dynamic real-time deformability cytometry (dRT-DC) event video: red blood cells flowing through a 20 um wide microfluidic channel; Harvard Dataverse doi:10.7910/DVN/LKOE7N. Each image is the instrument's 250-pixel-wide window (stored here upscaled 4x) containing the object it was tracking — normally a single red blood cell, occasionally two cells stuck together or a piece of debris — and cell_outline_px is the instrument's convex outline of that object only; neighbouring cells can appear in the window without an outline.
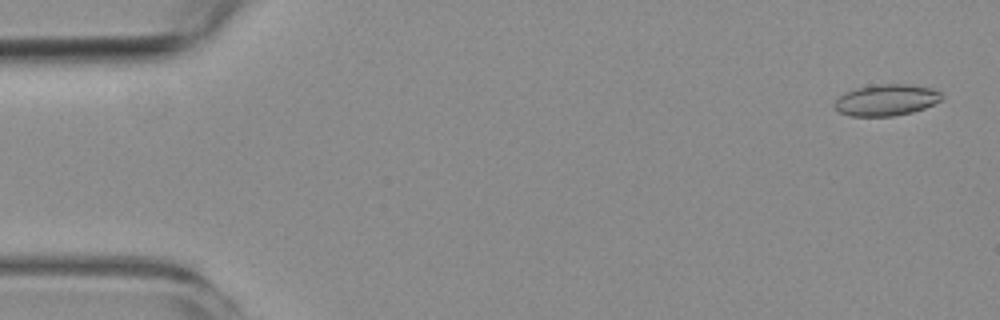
{"species": "common noctule bat (a hibernating species)", "species_latin": "Nyctalus noctula", "temperature_condition": "room temperature", "stored_images_in_passage": 5, "camera_frame_rate_fps": 3000, "um_per_image_px": 0.085, "animal": {"sex": "female", "body_mass_g": 19.3, "forearm_length_mm": 54.1}, "frame": {"image": 1, "passage_image": 1, "time_ms": 0.0, "image_size_px": [1000, 320], "cell_outline_px": [[944, 96], [940, 100], [924, 108], [912, 112], [892, 116], [852, 116], [840, 112], [832, 104], [844, 92], [856, 88], [880, 84], [912, 84], [936, 88]], "centroid_in_image_um": [75.36, 8.49], "position_along_channel_um": 9.6, "area_um2": 19.65}}
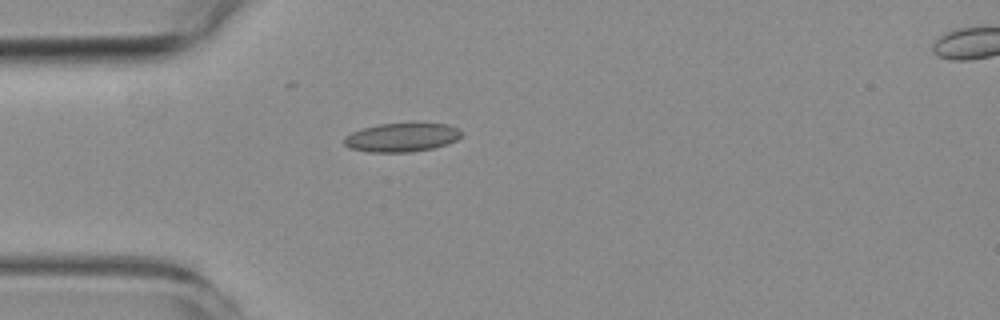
{"frame": {"image": 2, "passage_image": 4, "time_ms": 4.333, "image_size_px": [1000, 320], "cell_outline_px": [[460, 136], [456, 140], [448, 144], [432, 148], [412, 152], [368, 152], [348, 148], [344, 144], [344, 136], [352, 132], [364, 128], [380, 124], [412, 120], [448, 124], [460, 128]], "centroid_in_image_um": [34.18, 11.63], "position_along_channel_um": 50.8, "area_um2": 20.52}}